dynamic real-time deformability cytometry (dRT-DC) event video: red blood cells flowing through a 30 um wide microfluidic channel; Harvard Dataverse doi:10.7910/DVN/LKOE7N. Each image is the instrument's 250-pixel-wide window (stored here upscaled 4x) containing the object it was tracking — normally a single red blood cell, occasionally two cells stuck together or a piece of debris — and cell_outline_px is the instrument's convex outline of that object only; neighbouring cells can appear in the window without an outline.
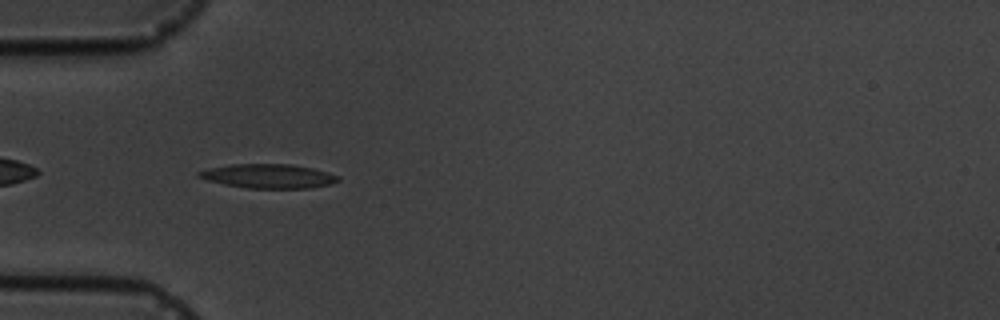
{"species": "common noctule bat (a hibernating species)", "species_latin": "Nyctalus noctula", "temperature_condition": "cold", "stored_images_in_passage": 2, "camera_frame_rate_fps": 3000, "um_per_image_px": 0.085, "animal": {"sex": "male", "body_mass_g": 19.5, "forearm_length_mm": 54.6}, "frame": {"image": 1, "passage_image": 1, "time_ms": 0.0, "image_size_px": [1000, 320], "cell_outline_px": [[340, 180], [328, 184], [312, 188], [248, 188], [224, 184], [208, 180], [196, 176], [196, 172], [208, 168], [232, 164], [292, 164], [312, 168], [328, 172], [336, 176]], "centroid_in_image_um": [22.78, 14.96], "position_along_channel_um": 62.2, "area_um2": 19.48}}
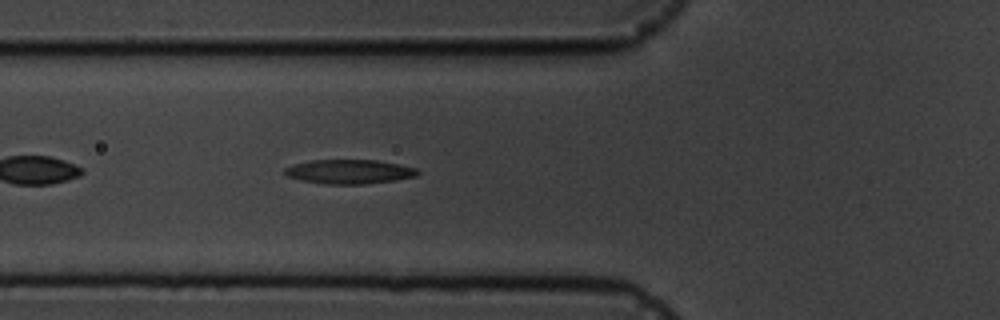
{"frame": {"image": 2, "passage_image": 2, "time_ms": 1.0, "image_size_px": [1000, 320], "cell_outline_px": [[420, 172], [416, 176], [396, 180], [364, 184], [324, 184], [300, 180], [288, 176], [284, 172], [284, 168], [292, 164], [312, 160], [376, 160], [400, 164], [416, 168]], "centroid_in_image_um": [29.68, 14.59], "position_along_channel_um": 96.1, "area_um2": 18.84}}